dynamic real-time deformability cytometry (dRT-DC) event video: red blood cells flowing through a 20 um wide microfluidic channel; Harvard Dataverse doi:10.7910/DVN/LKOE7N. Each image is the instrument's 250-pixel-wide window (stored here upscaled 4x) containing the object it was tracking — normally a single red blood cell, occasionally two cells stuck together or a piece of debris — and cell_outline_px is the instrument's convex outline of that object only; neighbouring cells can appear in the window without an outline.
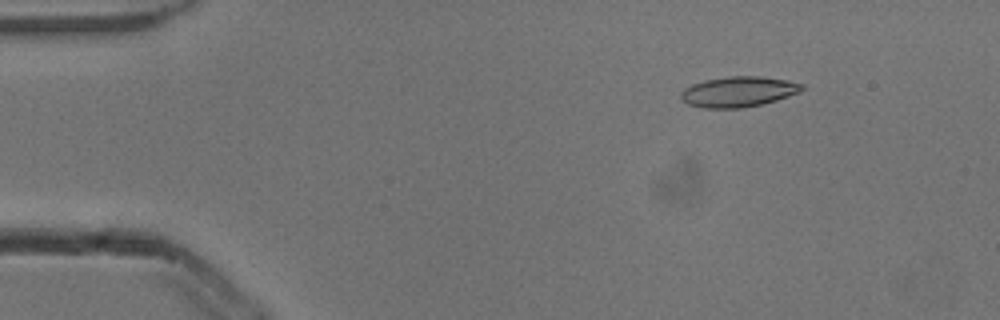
{"species": "common noctule bat (a hibernating species)", "species_latin": "Nyctalus noctula", "temperature_condition": "cold", "stored_images_in_passage": 4, "camera_frame_rate_fps": 3000, "um_per_image_px": 0.085, "animal": {"sex": "male", "body_mass_g": 13.3}, "frame": {"image": 1, "passage_image": 1, "time_ms": 0.0, "image_size_px": [1000, 320], "cell_outline_px": [[804, 88], [800, 92], [776, 100], [760, 104], [740, 108], [704, 108], [688, 104], [680, 96], [680, 92], [684, 88], [692, 84], [704, 80], [728, 76], [760, 76], [788, 80], [804, 84]], "centroid_in_image_um": [62.77, 7.78], "position_along_channel_um": 22.2, "area_um2": 21.44}}